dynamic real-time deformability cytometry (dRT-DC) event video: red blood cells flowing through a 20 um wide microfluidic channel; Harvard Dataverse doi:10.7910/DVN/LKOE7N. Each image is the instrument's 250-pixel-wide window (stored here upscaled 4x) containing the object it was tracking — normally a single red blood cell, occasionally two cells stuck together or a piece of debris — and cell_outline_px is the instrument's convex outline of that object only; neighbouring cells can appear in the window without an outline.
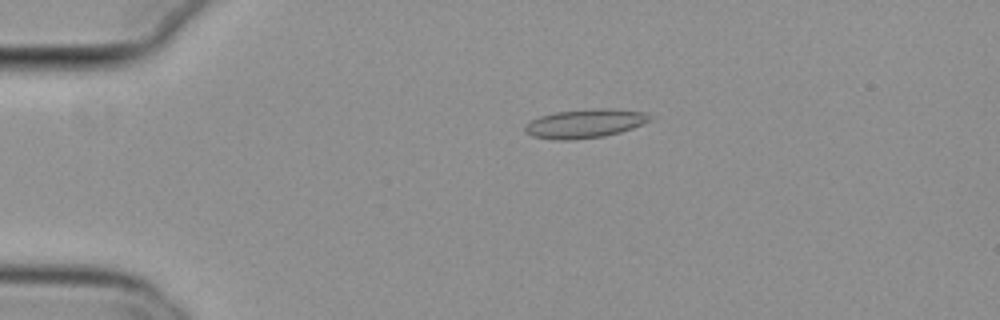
{"species": "common noctule bat (a hibernating species)", "species_latin": "Nyctalus noctula", "temperature_condition": "cold", "stored_images_in_passage": 26, "camera_frame_rate_fps": 3000, "um_per_image_px": 0.085, "animal": {"sex": "female", "body_mass_g": 29.2, "forearm_length_mm": 56.3}, "frame": {"image": 1, "passage_image": 13, "time_ms": 4.0, "image_size_px": [1000, 320], "cell_outline_px": [[652, 120], [632, 128], [620, 132], [604, 136], [572, 140], [552, 140], [532, 136], [524, 132], [524, 124], [540, 116], [556, 112], [592, 108], [616, 108], [644, 112], [652, 116]], "centroid_in_image_um": [49.71, 10.49], "position_along_channel_um": 35.3, "area_um2": 21.27}}
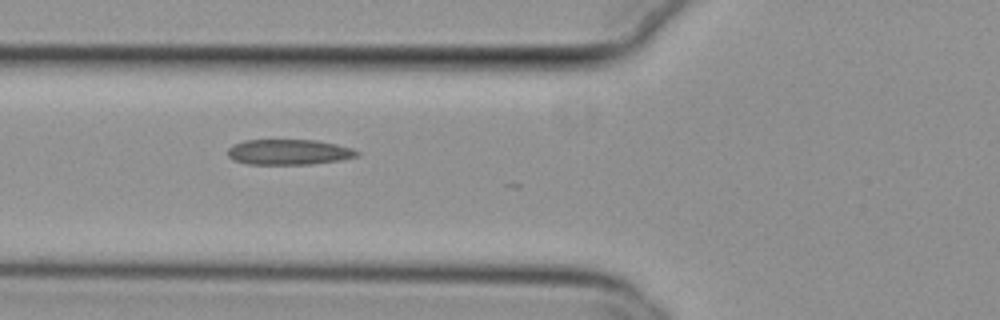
{"frame": {"image": 2, "passage_image": 22, "time_ms": 7.0, "image_size_px": [1000, 320], "cell_outline_px": [[360, 152], [356, 156], [340, 160], [312, 164], [248, 164], [232, 160], [228, 156], [228, 148], [232, 144], [244, 140], [316, 140], [336, 144], [352, 148]], "centroid_in_image_um": [24.51, 12.92], "position_along_channel_um": 101.3, "area_um2": 19.19}}
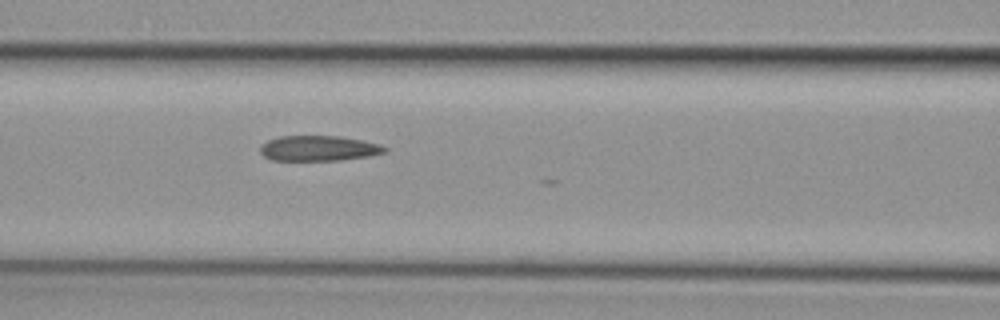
{"frame": {"image": 3, "passage_image": 25, "time_ms": 8.0, "image_size_px": [1000, 320], "cell_outline_px": [[388, 152], [372, 156], [340, 160], [272, 160], [264, 156], [260, 152], [260, 144], [268, 140], [280, 136], [340, 136], [380, 144], [388, 148]], "centroid_in_image_um": [27.11, 12.61], "position_along_channel_um": 139.5, "area_um2": 18.5}}